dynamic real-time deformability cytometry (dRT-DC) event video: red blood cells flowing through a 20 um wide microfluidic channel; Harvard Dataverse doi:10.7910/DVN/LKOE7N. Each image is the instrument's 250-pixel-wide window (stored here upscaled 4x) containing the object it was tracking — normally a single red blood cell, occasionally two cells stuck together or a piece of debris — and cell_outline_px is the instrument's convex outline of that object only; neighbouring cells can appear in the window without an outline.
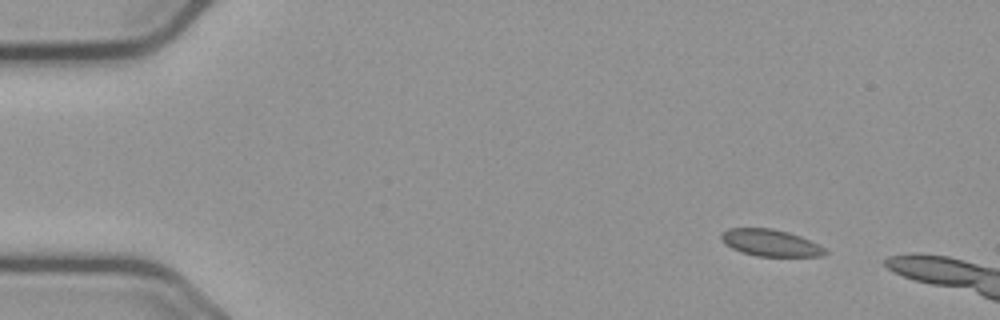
{"species": "common noctule bat (a hibernating species)", "species_latin": "Nyctalus noctula", "temperature_condition": "cold", "stored_images_in_passage": 15, "camera_frame_rate_fps": 3000, "um_per_image_px": 0.085, "animal": {"sex": "male", "body_mass_g": 23.1, "forearm_length_mm": 52.7}, "frame": {"image": 1, "passage_image": 6, "time_ms": 1.667, "image_size_px": [1000, 320], "cell_outline_px": [[828, 252], [824, 256], [756, 256], [740, 252], [724, 244], [720, 236], [728, 228], [772, 228], [788, 232], [800, 236], [824, 248]], "centroid_in_image_um": [65.46, 20.64], "position_along_channel_um": 19.5, "area_um2": 16.13}}